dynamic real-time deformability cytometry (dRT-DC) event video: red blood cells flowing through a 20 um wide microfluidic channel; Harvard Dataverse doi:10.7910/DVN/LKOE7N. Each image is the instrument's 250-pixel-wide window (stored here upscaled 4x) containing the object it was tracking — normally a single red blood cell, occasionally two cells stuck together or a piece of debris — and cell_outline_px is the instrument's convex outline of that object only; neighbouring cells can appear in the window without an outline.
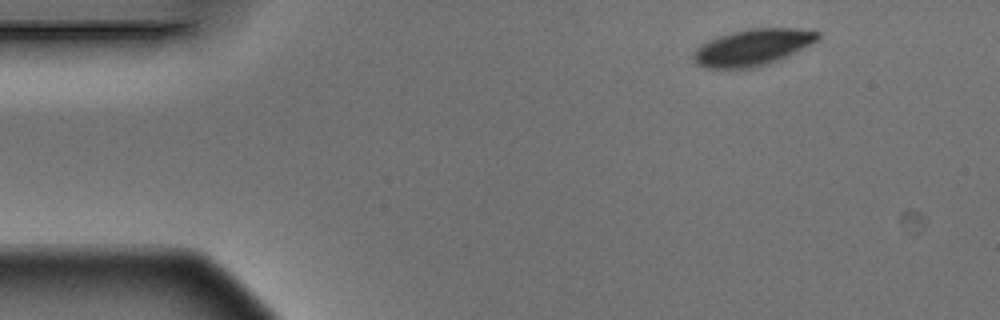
{"species": "Egyptian fruit bat (a non-hibernating species)", "species_latin": "Rousettus aegyptiacus", "temperature_condition": "warm", "stored_images_in_passage": 4, "camera_frame_rate_fps": 3000, "um_per_image_px": 0.085, "animal": {"sex": "male"}, "frame": {"image": 1, "passage_image": 1, "time_ms": 0.0, "image_size_px": [1000, 320], "cell_outline_px": [[820, 36], [812, 44], [788, 56], [768, 64], [752, 68], [704, 68], [696, 64], [692, 60], [692, 56], [696, 48], [700, 44], [708, 40], [732, 32], [752, 28], [796, 28], [820, 32]], "centroid_in_image_um": [63.95, 4.03], "position_along_channel_um": 21.0, "area_um2": 26.53}}
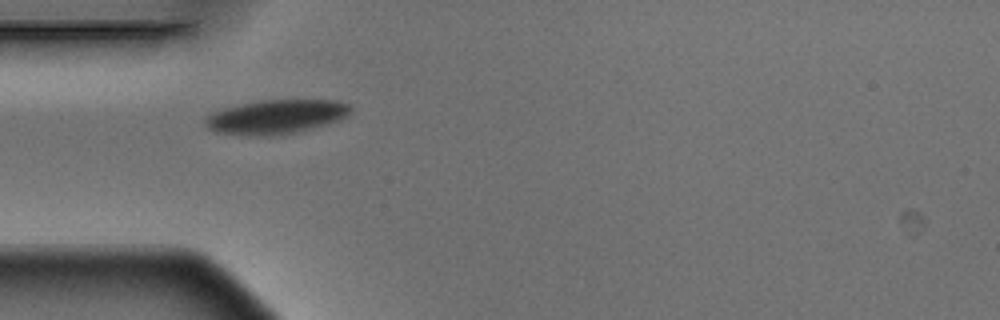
{"frame": {"image": 2, "passage_image": 4, "time_ms": 1.0, "image_size_px": [1000, 320], "cell_outline_px": [[352, 112], [340, 120], [312, 128], [272, 136], [240, 136], [216, 132], [204, 128], [204, 120], [212, 112], [224, 108], [260, 100], [336, 100], [348, 104], [352, 108]], "centroid_in_image_um": [23.42, 9.94], "position_along_channel_um": 61.6, "area_um2": 29.13}}